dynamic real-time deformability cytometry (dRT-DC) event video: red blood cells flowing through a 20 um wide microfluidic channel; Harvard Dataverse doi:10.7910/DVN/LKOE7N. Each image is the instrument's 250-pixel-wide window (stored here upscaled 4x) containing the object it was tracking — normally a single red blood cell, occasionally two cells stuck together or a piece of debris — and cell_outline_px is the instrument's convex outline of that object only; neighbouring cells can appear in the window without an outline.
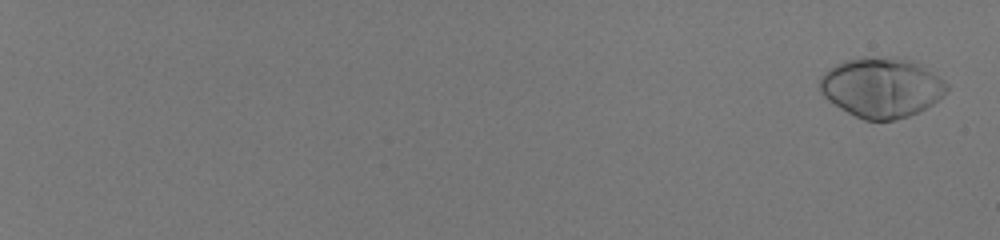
{"species": "human", "species_latin": "Homo sapiens", "temperature_condition": "room temperature", "stored_images_in_passage": 59, "camera_frame_rate_fps": 3000, "um_per_image_px": 0.085, "donor": {"sex": "male"}, "frame": {"image": 1, "passage_image": 3, "time_ms": 0.667, "image_size_px": [1000, 240], "cell_outline_px": [[948, 88], [932, 104], [908, 116], [896, 120], [864, 120], [840, 108], [828, 100], [820, 92], [820, 76], [828, 68], [836, 64], [848, 60], [864, 56], [896, 56], [908, 60], [924, 68], [944, 80], [948, 84]], "centroid_in_image_um": [74.88, 7.42], "position_along_channel_um": 10.1, "area_um2": 43.99}}
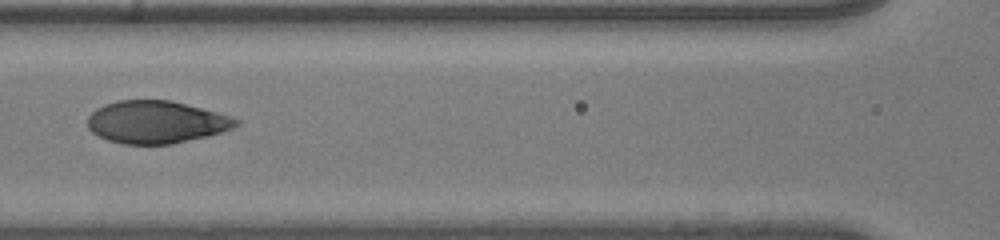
{"frame": {"image": 2, "passage_image": 35, "time_ms": 11.333, "image_size_px": [1000, 240], "cell_outline_px": [[240, 124], [232, 128], [208, 136], [172, 144], [124, 144], [108, 140], [92, 132], [88, 128], [88, 116], [96, 108], [104, 104], [116, 100], [168, 100], [216, 112], [240, 120]], "centroid_in_image_um": [13.25, 10.38], "position_along_channel_um": 153.4, "area_um2": 36.53}}
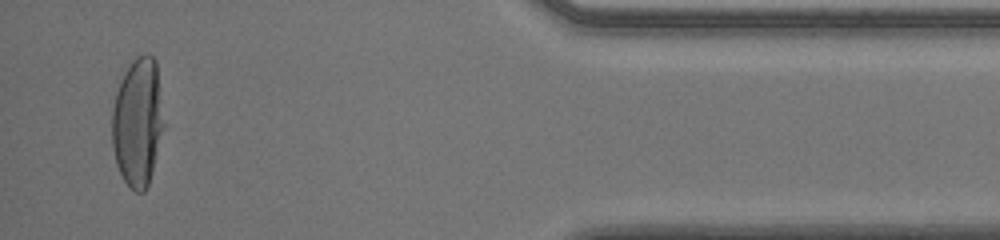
{"frame": {"image": 3, "passage_image": 58, "time_ms": 19.0, "image_size_px": [1000, 240], "cell_outline_px": [[164, 128], [152, 172], [148, 184], [144, 192], [136, 192], [124, 180], [116, 164], [112, 148], [112, 108], [116, 92], [120, 80], [128, 64], [136, 56], [144, 52], [152, 56], [156, 60], [164, 124]], "centroid_in_image_um": [11.7, 10.34], "position_along_channel_um": 423.5, "area_um2": 39.02}, "authors_computed_cell_mechanics": {"area_um2": 39.1306, "velocity_mm_per_s": 4.0343, "shape_relaxation_time_tau1_ms": 4.185, "shape_relaxation_time_tau2_ms": null, "deformation_change_tau1": 0.242, "deformation_change_tau2": null}}